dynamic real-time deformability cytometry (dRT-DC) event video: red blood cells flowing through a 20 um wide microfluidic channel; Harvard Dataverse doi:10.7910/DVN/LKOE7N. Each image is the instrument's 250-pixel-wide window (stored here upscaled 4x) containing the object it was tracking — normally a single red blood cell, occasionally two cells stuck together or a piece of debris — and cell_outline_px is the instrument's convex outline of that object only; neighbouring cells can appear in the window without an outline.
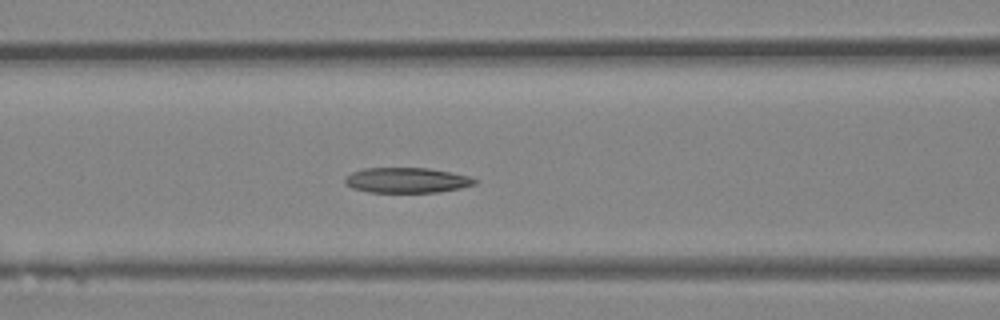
{"species": "Egyptian fruit bat (a non-hibernating species)", "species_latin": "Rousettus aegyptiacus", "temperature_condition": "room temperature", "stored_images_in_passage": 41, "segment_of_instrument_passage": [1, 2], "camera_frame_rate_fps": 3000, "um_per_image_px": 0.085, "animal": {"sex": "female"}, "frame": {"image": 1, "passage_image": 17, "time_ms": 5.333, "image_size_px": [1000, 320], "cell_outline_px": [[480, 180], [476, 184], [460, 188], [440, 192], [368, 192], [352, 188], [344, 184], [344, 176], [352, 172], [364, 168], [428, 168], [452, 172], [472, 176]], "centroid_in_image_um": [34.6, 15.32], "position_along_channel_um": 132.0, "area_um2": 19.42}}
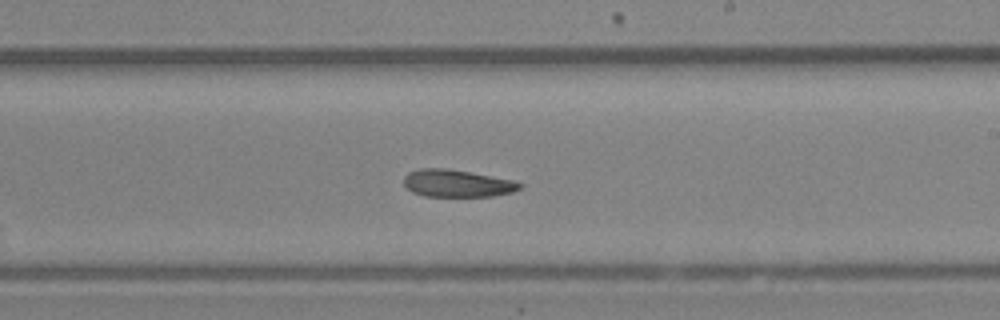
{"frame": {"image": 2, "passage_image": 24, "time_ms": 7.667, "image_size_px": [1000, 320], "cell_outline_px": [[524, 184], [520, 188], [512, 192], [492, 196], [424, 196], [412, 192], [404, 184], [404, 176], [408, 172], [420, 168], [448, 168], [516, 180]], "centroid_in_image_um": [38.87, 15.57], "position_along_channel_um": 250.1, "area_um2": 18.61}}
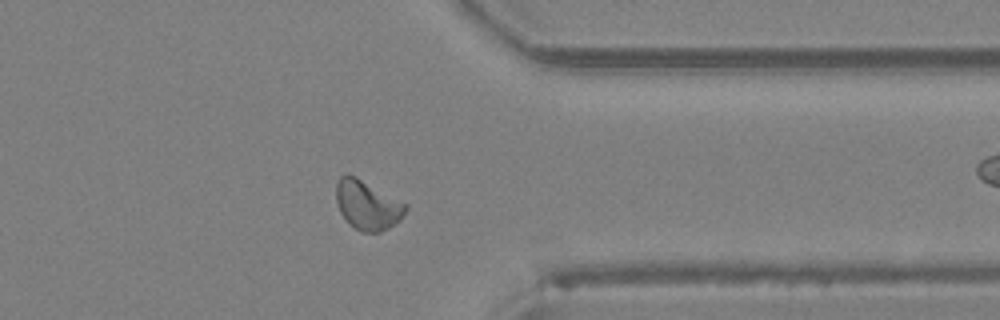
{"frame": {"image": 3, "passage_image": 32, "time_ms": 10.333, "image_size_px": [1000, 320], "cell_outline_px": [[408, 208], [400, 220], [388, 228], [380, 232], [360, 232], [340, 212], [336, 200], [336, 180], [340, 176], [356, 176], [408, 204]], "centroid_in_image_um": [31.25, 17.42], "position_along_channel_um": 380.1, "area_um2": 19.77}}